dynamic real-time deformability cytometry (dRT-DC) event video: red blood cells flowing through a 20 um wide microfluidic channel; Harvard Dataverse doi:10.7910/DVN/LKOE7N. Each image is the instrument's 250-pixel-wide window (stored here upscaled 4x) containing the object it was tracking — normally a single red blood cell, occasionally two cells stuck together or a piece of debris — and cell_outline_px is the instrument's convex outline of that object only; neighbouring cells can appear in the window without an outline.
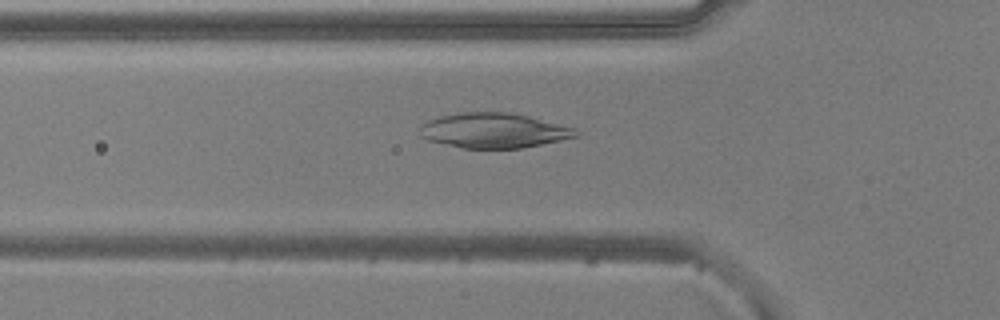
{"species": "common noctule bat (a hibernating species)", "species_latin": "Nyctalus noctula", "temperature_condition": "warm", "stored_images_in_passage": 50, "camera_frame_rate_fps": 3000, "um_per_image_px": 0.085, "animal": {"sex": "male", "body_mass_g": 20.5, "forearm_length_mm": 52.5}, "frame": {"image": 1, "passage_image": 16, "time_ms": 5.0, "image_size_px": [1000, 320], "cell_outline_px": [[580, 136], [520, 148], [464, 148], [428, 140], [424, 136], [420, 128], [428, 120], [440, 116], [460, 112], [512, 112], [576, 128], [580, 132]], "centroid_in_image_um": [42.03, 11.08], "position_along_channel_um": 83.8, "area_um2": 31.5}}
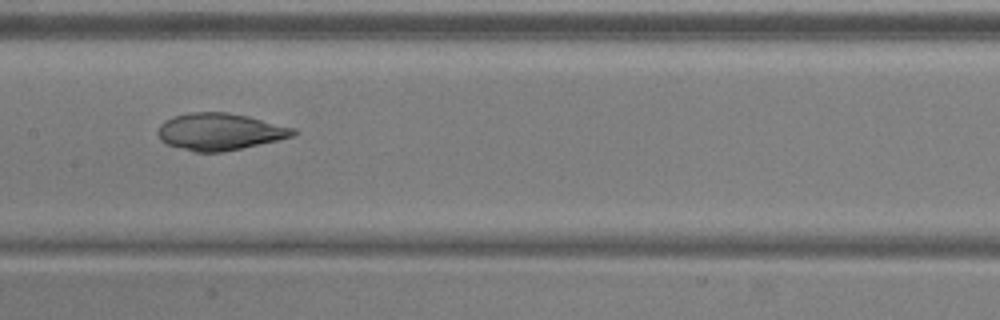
{"frame": {"image": 2, "passage_image": 24, "time_ms": 7.667, "image_size_px": [1000, 320], "cell_outline_px": [[300, 132], [296, 136], [224, 152], [196, 152], [164, 144], [160, 140], [156, 132], [160, 124], [164, 120], [172, 116], [188, 112], [228, 112], [248, 116], [296, 128]], "centroid_in_image_um": [18.68, 11.19], "position_along_channel_um": 188.7, "area_um2": 29.65}}
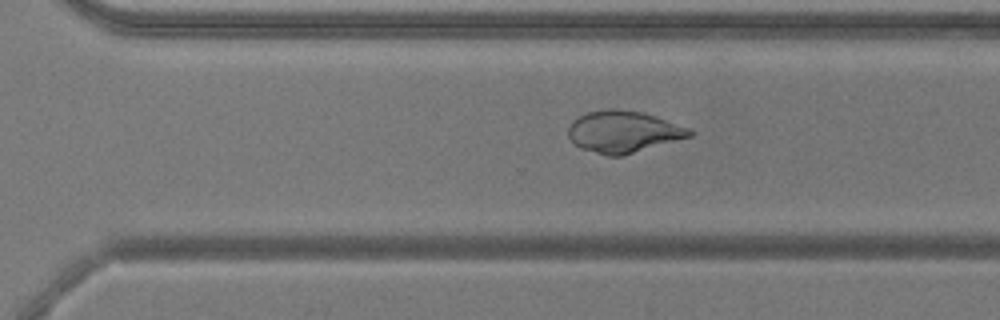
{"frame": {"image": 3, "passage_image": 34, "time_ms": 11.0, "image_size_px": [1000, 320], "cell_outline_px": [[696, 132], [692, 136], [620, 156], [608, 156], [580, 148], [568, 136], [568, 128], [572, 120], [588, 112], [612, 108], [616, 108], [644, 112], [692, 128]], "centroid_in_image_um": [53.02, 11.18], "position_along_channel_um": 317.6, "area_um2": 29.59}}